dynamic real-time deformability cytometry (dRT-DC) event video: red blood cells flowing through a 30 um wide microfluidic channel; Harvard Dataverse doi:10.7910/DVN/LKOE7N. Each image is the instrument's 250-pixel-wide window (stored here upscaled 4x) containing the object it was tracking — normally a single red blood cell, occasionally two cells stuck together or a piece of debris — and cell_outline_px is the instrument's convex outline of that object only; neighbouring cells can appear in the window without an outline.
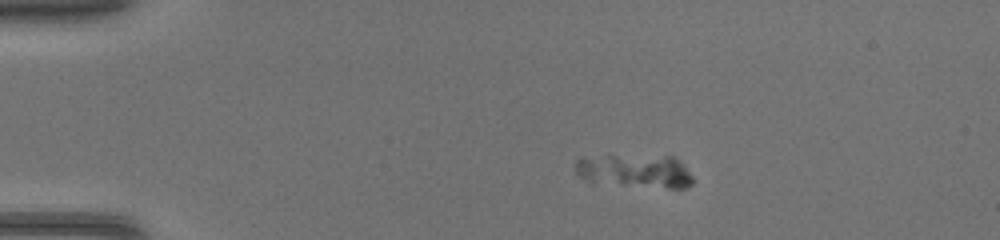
{"species": "common noctule bat (a hibernating species)", "species_latin": "Nyctalus noctula", "temperature_condition": "warm", "stored_images_in_passage": 6, "segment_of_instrument_passage": [1, 2], "camera_frame_rate_fps": 3000, "um_per_image_px": 0.085, "animal": {"sex": "female", "body_mass_g": 17.0, "forearm_length_mm": 48.0}, "frame": {"image": 1, "passage_image": 1, "time_ms": 0.0, "image_size_px": [1000, 240], "cell_outline_px": [[692, 184], [684, 188], [668, 188], [592, 184], [580, 176], [576, 172], [576, 160], [608, 152], [672, 156], [692, 176]], "centroid_in_image_um": [53.87, 14.5], "position_along_channel_um": 31.1, "area_um2": 23.99}}